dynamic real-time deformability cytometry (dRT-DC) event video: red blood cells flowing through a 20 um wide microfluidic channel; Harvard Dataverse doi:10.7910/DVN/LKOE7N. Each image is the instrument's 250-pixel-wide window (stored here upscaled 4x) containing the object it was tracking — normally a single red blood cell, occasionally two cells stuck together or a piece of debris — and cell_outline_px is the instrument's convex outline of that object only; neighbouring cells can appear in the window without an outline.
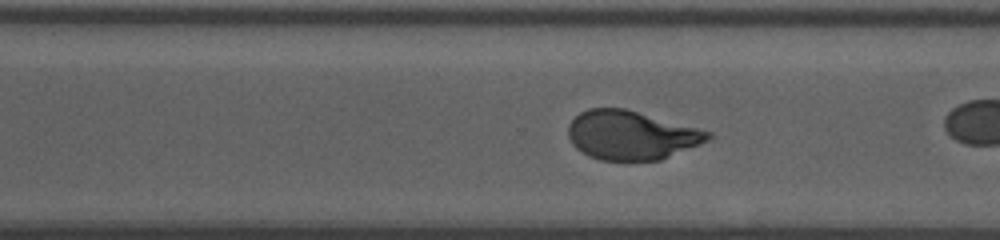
{"species": "human", "species_latin": "Homo sapiens", "temperature_condition": "room temperature", "stored_images_in_passage": 39, "camera_frame_rate_fps": 3000, "um_per_image_px": 0.085, "donor": {"sex": "male"}, "frame": {"image": 1, "passage_image": 34, "time_ms": 11.0, "image_size_px": [1000, 240], "cell_outline_px": [[712, 136], [708, 140], [700, 144], [660, 160], [600, 160], [588, 156], [576, 148], [572, 144], [568, 136], [568, 124], [580, 112], [588, 108], [624, 108], [712, 132]], "centroid_in_image_um": [53.62, 11.49], "position_along_channel_um": 317.0, "area_um2": 39.65}}